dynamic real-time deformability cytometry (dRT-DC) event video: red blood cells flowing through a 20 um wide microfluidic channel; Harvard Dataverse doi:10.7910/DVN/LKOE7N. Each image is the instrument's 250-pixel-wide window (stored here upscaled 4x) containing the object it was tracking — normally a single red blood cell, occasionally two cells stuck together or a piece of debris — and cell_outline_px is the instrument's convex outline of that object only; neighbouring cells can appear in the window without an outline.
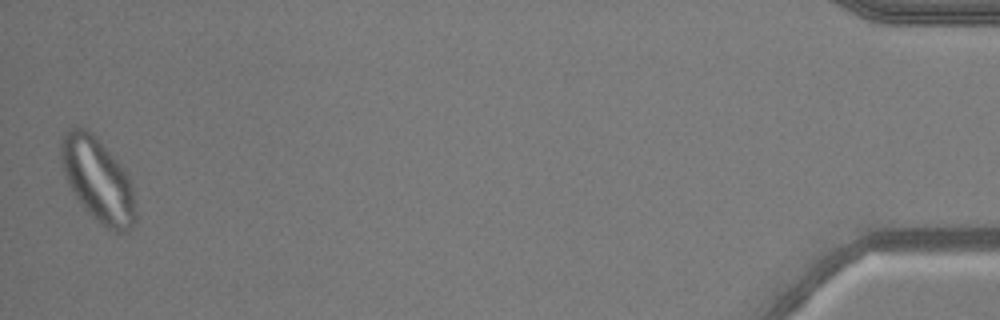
{"species": "common noctule bat (a hibernating species)", "species_latin": "Nyctalus noctula", "temperature_condition": "warm", "stored_images_in_passage": 51, "camera_frame_rate_fps": 3000, "um_per_image_px": 0.085, "animal": {"sex": "male", "body_mass_g": 20.5, "forearm_length_mm": 52.5}, "frame": {"image": 1, "passage_image": 51, "time_ms": 16.667, "image_size_px": [1000, 320], "cell_outline_px": [[136, 220], [124, 232], [116, 232], [108, 228], [96, 220], [84, 208], [76, 196], [64, 172], [60, 160], [60, 144], [68, 128], [84, 128], [92, 132], [96, 136], [116, 160], [128, 176], [132, 188], [136, 208]], "centroid_in_image_um": [8.31, 15.28], "position_along_channel_um": 426.9, "area_um2": 35.72}}